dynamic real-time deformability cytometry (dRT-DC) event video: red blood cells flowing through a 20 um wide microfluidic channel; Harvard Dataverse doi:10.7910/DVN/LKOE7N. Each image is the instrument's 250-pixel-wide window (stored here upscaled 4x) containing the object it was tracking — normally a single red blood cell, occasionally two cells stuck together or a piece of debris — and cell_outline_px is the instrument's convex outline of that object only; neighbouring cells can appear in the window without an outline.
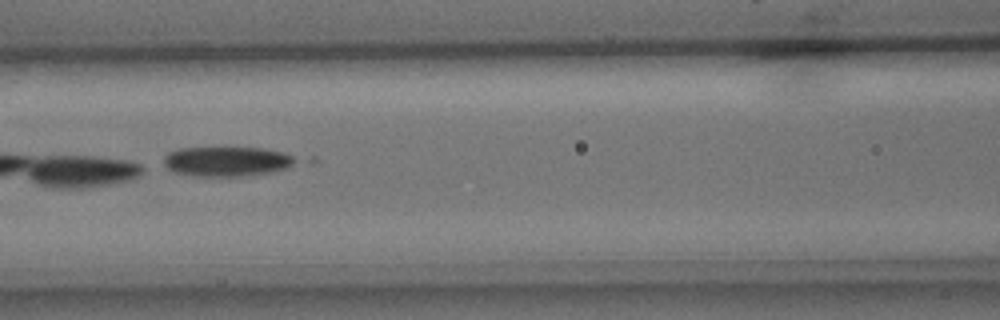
{"species": "common noctule bat (a hibernating species)", "species_latin": "Nyctalus noctula", "temperature_condition": "cold", "stored_images_in_passage": 7, "camera_frame_rate_fps": 3000, "um_per_image_px": 0.085, "animal": {"sex": "male", "body_mass_g": 15.6}, "frame": {"image": 1, "passage_image": 6, "time_ms": 7.0, "image_size_px": [1000, 320], "cell_outline_px": [[320, 160], [316, 164], [268, 172], [236, 176], [192, 176], [176, 172], [168, 168], [164, 164], [164, 156], [168, 152], [180, 148], [264, 148], [316, 156]], "centroid_in_image_um": [19.86, 13.7], "position_along_channel_um": 146.7, "area_um2": 24.91}}